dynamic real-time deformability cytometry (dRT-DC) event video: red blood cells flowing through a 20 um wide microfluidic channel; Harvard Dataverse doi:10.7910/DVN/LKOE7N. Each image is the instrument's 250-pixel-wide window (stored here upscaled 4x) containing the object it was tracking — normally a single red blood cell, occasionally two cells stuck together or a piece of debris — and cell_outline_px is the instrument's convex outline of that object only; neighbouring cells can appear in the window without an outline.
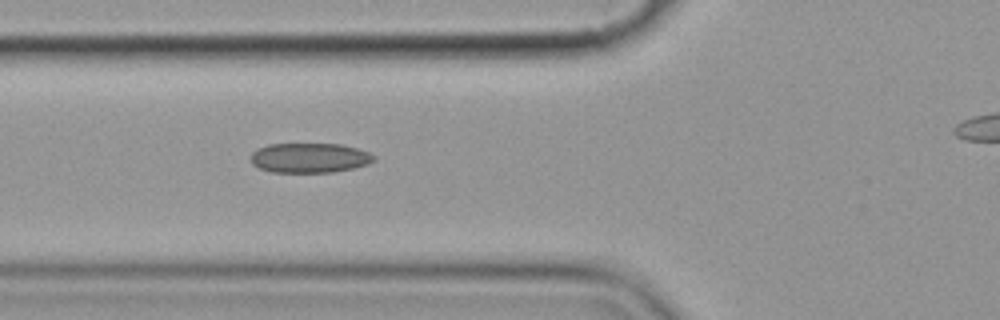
{"species": "common noctule bat (a hibernating species)", "species_latin": "Nyctalus noctula", "temperature_condition": "cold", "stored_images_in_passage": 7, "segment_of_instrument_passage": [1, 2], "camera_frame_rate_fps": 3000, "um_per_image_px": 0.085, "animal": {"sex": "female", "body_mass_g": 19.9}, "frame": {"image": 1, "passage_image": 6, "time_ms": 5.667, "image_size_px": [1000, 320], "cell_outline_px": [[376, 160], [368, 164], [352, 168], [332, 172], [272, 172], [260, 168], [252, 164], [252, 152], [256, 148], [268, 144], [340, 144], [356, 148], [368, 152], [376, 156]], "centroid_in_image_um": [26.32, 13.41], "position_along_channel_um": 99.5, "area_um2": 21.33}}